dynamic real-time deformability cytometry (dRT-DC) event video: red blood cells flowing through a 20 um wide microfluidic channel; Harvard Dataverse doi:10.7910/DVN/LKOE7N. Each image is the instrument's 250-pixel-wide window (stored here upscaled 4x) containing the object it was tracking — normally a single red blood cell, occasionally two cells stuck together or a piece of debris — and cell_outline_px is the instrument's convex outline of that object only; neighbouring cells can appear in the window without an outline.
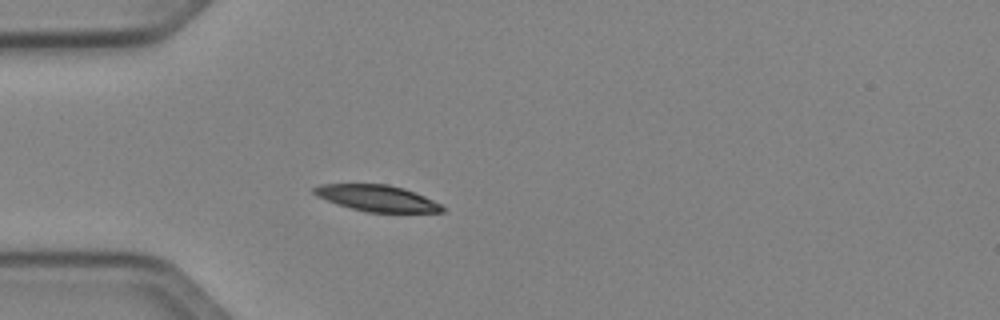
{"species": "Egyptian fruit bat (a non-hibernating species)", "species_latin": "Rousettus aegyptiacus", "temperature_condition": "cold", "stored_images_in_passage": 34, "camera_frame_rate_fps": 3000, "um_per_image_px": 0.085, "animal": {"sex": "female"}, "frame": {"image": 1, "passage_image": 1, "time_ms": 0.0, "image_size_px": [1000, 320], "cell_outline_px": [[448, 208], [444, 212], [368, 212], [336, 204], [316, 196], [312, 192], [312, 188], [320, 184], [388, 184], [404, 188], [424, 196]], "centroid_in_image_um": [32.04, 16.84], "position_along_channel_um": 53.0, "area_um2": 19.65}}
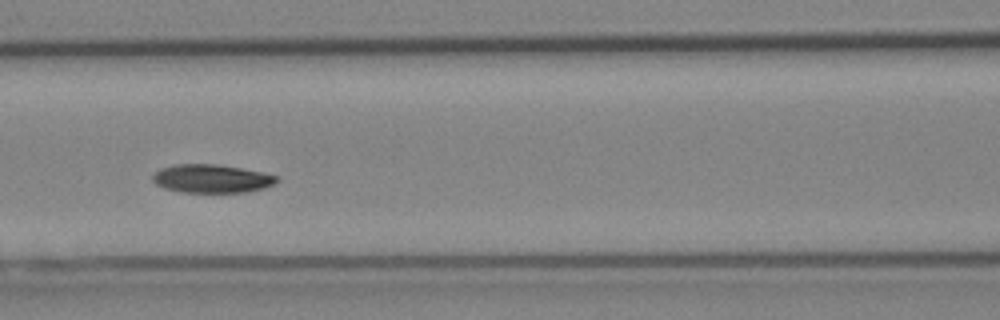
{"frame": {"image": 2, "passage_image": 9, "time_ms": 2.667, "image_size_px": [1000, 320], "cell_outline_px": [[280, 180], [276, 184], [264, 188], [244, 192], [180, 192], [164, 188], [156, 184], [152, 180], [152, 176], [160, 168], [176, 164], [220, 164], [260, 172], [276, 176]], "centroid_in_image_um": [17.98, 15.18], "position_along_channel_um": 148.6, "area_um2": 20.52}}
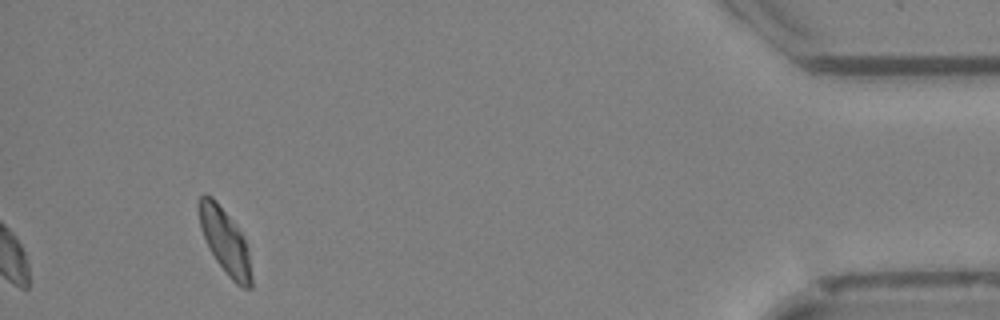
{"frame": {"image": 3, "passage_image": 34, "time_ms": 11.0, "image_size_px": [1000, 320], "cell_outline_px": [[252, 288], [244, 288], [236, 284], [228, 276], [216, 260], [200, 228], [200, 196], [204, 192], [212, 196], [216, 200], [244, 236], [248, 248], [252, 276]], "centroid_in_image_um": [19.17, 20.53], "position_along_channel_um": 416.0, "area_um2": 19.59}, "authors_computed_cell_mechanics": {"area_um2": 20.6635, "velocity_mm_per_s": 3.9948, "shape_relaxation_time_tau1_ms": 4.289, "shape_relaxation_time_tau2_ms": null, "deformation_change_tau1": 0.095, "deformation_change_tau2": null}}